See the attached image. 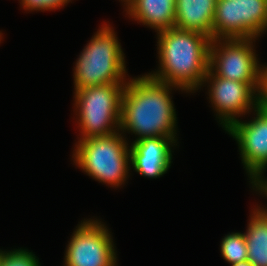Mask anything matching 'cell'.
I'll return each mask as SVG.
<instances>
[{
	"instance_id": "1",
	"label": "cell",
	"mask_w": 267,
	"mask_h": 266,
	"mask_svg": "<svg viewBox=\"0 0 267 266\" xmlns=\"http://www.w3.org/2000/svg\"><path fill=\"white\" fill-rule=\"evenodd\" d=\"M180 87L157 81L148 74L129 78L125 85L119 131L135 134L133 142L149 137H169L178 141L177 114L173 90Z\"/></svg>"
},
{
	"instance_id": "2",
	"label": "cell",
	"mask_w": 267,
	"mask_h": 266,
	"mask_svg": "<svg viewBox=\"0 0 267 266\" xmlns=\"http://www.w3.org/2000/svg\"><path fill=\"white\" fill-rule=\"evenodd\" d=\"M211 40L201 32L175 27L158 32V69L148 75L186 93H196L209 70Z\"/></svg>"
},
{
	"instance_id": "3",
	"label": "cell",
	"mask_w": 267,
	"mask_h": 266,
	"mask_svg": "<svg viewBox=\"0 0 267 266\" xmlns=\"http://www.w3.org/2000/svg\"><path fill=\"white\" fill-rule=\"evenodd\" d=\"M124 55L114 28L104 21L75 62L74 91L89 86L127 83Z\"/></svg>"
},
{
	"instance_id": "4",
	"label": "cell",
	"mask_w": 267,
	"mask_h": 266,
	"mask_svg": "<svg viewBox=\"0 0 267 266\" xmlns=\"http://www.w3.org/2000/svg\"><path fill=\"white\" fill-rule=\"evenodd\" d=\"M126 138L119 131L78 140L72 152L73 163L99 183L119 188L130 177V146Z\"/></svg>"
},
{
	"instance_id": "5",
	"label": "cell",
	"mask_w": 267,
	"mask_h": 266,
	"mask_svg": "<svg viewBox=\"0 0 267 266\" xmlns=\"http://www.w3.org/2000/svg\"><path fill=\"white\" fill-rule=\"evenodd\" d=\"M125 85L126 83H112L74 91L73 111L80 131L78 140L119 132Z\"/></svg>"
},
{
	"instance_id": "6",
	"label": "cell",
	"mask_w": 267,
	"mask_h": 266,
	"mask_svg": "<svg viewBox=\"0 0 267 266\" xmlns=\"http://www.w3.org/2000/svg\"><path fill=\"white\" fill-rule=\"evenodd\" d=\"M259 38L211 40L209 69L220 78L248 83L261 97L265 87V66L258 61L255 42Z\"/></svg>"
},
{
	"instance_id": "7",
	"label": "cell",
	"mask_w": 267,
	"mask_h": 266,
	"mask_svg": "<svg viewBox=\"0 0 267 266\" xmlns=\"http://www.w3.org/2000/svg\"><path fill=\"white\" fill-rule=\"evenodd\" d=\"M253 115L249 121L238 119L225 132L237 142L243 168L257 191L267 180V105L262 102Z\"/></svg>"
},
{
	"instance_id": "8",
	"label": "cell",
	"mask_w": 267,
	"mask_h": 266,
	"mask_svg": "<svg viewBox=\"0 0 267 266\" xmlns=\"http://www.w3.org/2000/svg\"><path fill=\"white\" fill-rule=\"evenodd\" d=\"M66 247L63 266H118L113 236L97 218L81 220Z\"/></svg>"
},
{
	"instance_id": "9",
	"label": "cell",
	"mask_w": 267,
	"mask_h": 266,
	"mask_svg": "<svg viewBox=\"0 0 267 266\" xmlns=\"http://www.w3.org/2000/svg\"><path fill=\"white\" fill-rule=\"evenodd\" d=\"M267 31V0H217L212 40L259 38Z\"/></svg>"
},
{
	"instance_id": "10",
	"label": "cell",
	"mask_w": 267,
	"mask_h": 266,
	"mask_svg": "<svg viewBox=\"0 0 267 266\" xmlns=\"http://www.w3.org/2000/svg\"><path fill=\"white\" fill-rule=\"evenodd\" d=\"M205 85H208L209 103L223 130L262 103V97L248 83L217 77L210 69L201 87Z\"/></svg>"
},
{
	"instance_id": "11",
	"label": "cell",
	"mask_w": 267,
	"mask_h": 266,
	"mask_svg": "<svg viewBox=\"0 0 267 266\" xmlns=\"http://www.w3.org/2000/svg\"><path fill=\"white\" fill-rule=\"evenodd\" d=\"M177 141L169 137L143 138L130 145V166L145 178H160L169 170Z\"/></svg>"
},
{
	"instance_id": "12",
	"label": "cell",
	"mask_w": 267,
	"mask_h": 266,
	"mask_svg": "<svg viewBox=\"0 0 267 266\" xmlns=\"http://www.w3.org/2000/svg\"><path fill=\"white\" fill-rule=\"evenodd\" d=\"M176 0H132L124 9L126 15L156 33L175 26Z\"/></svg>"
},
{
	"instance_id": "13",
	"label": "cell",
	"mask_w": 267,
	"mask_h": 266,
	"mask_svg": "<svg viewBox=\"0 0 267 266\" xmlns=\"http://www.w3.org/2000/svg\"><path fill=\"white\" fill-rule=\"evenodd\" d=\"M217 0H176L175 28L201 32L212 39Z\"/></svg>"
},
{
	"instance_id": "14",
	"label": "cell",
	"mask_w": 267,
	"mask_h": 266,
	"mask_svg": "<svg viewBox=\"0 0 267 266\" xmlns=\"http://www.w3.org/2000/svg\"><path fill=\"white\" fill-rule=\"evenodd\" d=\"M245 239L248 259L254 266H267V207L254 206Z\"/></svg>"
},
{
	"instance_id": "15",
	"label": "cell",
	"mask_w": 267,
	"mask_h": 266,
	"mask_svg": "<svg viewBox=\"0 0 267 266\" xmlns=\"http://www.w3.org/2000/svg\"><path fill=\"white\" fill-rule=\"evenodd\" d=\"M221 256L230 265L248 259L245 234L232 232L224 236L220 243Z\"/></svg>"
},
{
	"instance_id": "16",
	"label": "cell",
	"mask_w": 267,
	"mask_h": 266,
	"mask_svg": "<svg viewBox=\"0 0 267 266\" xmlns=\"http://www.w3.org/2000/svg\"><path fill=\"white\" fill-rule=\"evenodd\" d=\"M1 266H41L39 258L28 249L4 250Z\"/></svg>"
},
{
	"instance_id": "17",
	"label": "cell",
	"mask_w": 267,
	"mask_h": 266,
	"mask_svg": "<svg viewBox=\"0 0 267 266\" xmlns=\"http://www.w3.org/2000/svg\"><path fill=\"white\" fill-rule=\"evenodd\" d=\"M72 0H19L21 8L25 11H52L63 8Z\"/></svg>"
},
{
	"instance_id": "18",
	"label": "cell",
	"mask_w": 267,
	"mask_h": 266,
	"mask_svg": "<svg viewBox=\"0 0 267 266\" xmlns=\"http://www.w3.org/2000/svg\"><path fill=\"white\" fill-rule=\"evenodd\" d=\"M265 87H264V93L262 96V102L267 105V64L265 63Z\"/></svg>"
},
{
	"instance_id": "19",
	"label": "cell",
	"mask_w": 267,
	"mask_h": 266,
	"mask_svg": "<svg viewBox=\"0 0 267 266\" xmlns=\"http://www.w3.org/2000/svg\"><path fill=\"white\" fill-rule=\"evenodd\" d=\"M256 192H258L259 195H264L265 197H267V180Z\"/></svg>"
},
{
	"instance_id": "20",
	"label": "cell",
	"mask_w": 267,
	"mask_h": 266,
	"mask_svg": "<svg viewBox=\"0 0 267 266\" xmlns=\"http://www.w3.org/2000/svg\"><path fill=\"white\" fill-rule=\"evenodd\" d=\"M231 266H254L249 260L232 264Z\"/></svg>"
},
{
	"instance_id": "21",
	"label": "cell",
	"mask_w": 267,
	"mask_h": 266,
	"mask_svg": "<svg viewBox=\"0 0 267 266\" xmlns=\"http://www.w3.org/2000/svg\"><path fill=\"white\" fill-rule=\"evenodd\" d=\"M120 1V0H119ZM132 0H121L122 4H123V8H125Z\"/></svg>"
},
{
	"instance_id": "22",
	"label": "cell",
	"mask_w": 267,
	"mask_h": 266,
	"mask_svg": "<svg viewBox=\"0 0 267 266\" xmlns=\"http://www.w3.org/2000/svg\"><path fill=\"white\" fill-rule=\"evenodd\" d=\"M3 255H4V251L0 249V266H1V263H2Z\"/></svg>"
},
{
	"instance_id": "23",
	"label": "cell",
	"mask_w": 267,
	"mask_h": 266,
	"mask_svg": "<svg viewBox=\"0 0 267 266\" xmlns=\"http://www.w3.org/2000/svg\"><path fill=\"white\" fill-rule=\"evenodd\" d=\"M2 38H3V33L2 31H0V43H1Z\"/></svg>"
}]
</instances>
